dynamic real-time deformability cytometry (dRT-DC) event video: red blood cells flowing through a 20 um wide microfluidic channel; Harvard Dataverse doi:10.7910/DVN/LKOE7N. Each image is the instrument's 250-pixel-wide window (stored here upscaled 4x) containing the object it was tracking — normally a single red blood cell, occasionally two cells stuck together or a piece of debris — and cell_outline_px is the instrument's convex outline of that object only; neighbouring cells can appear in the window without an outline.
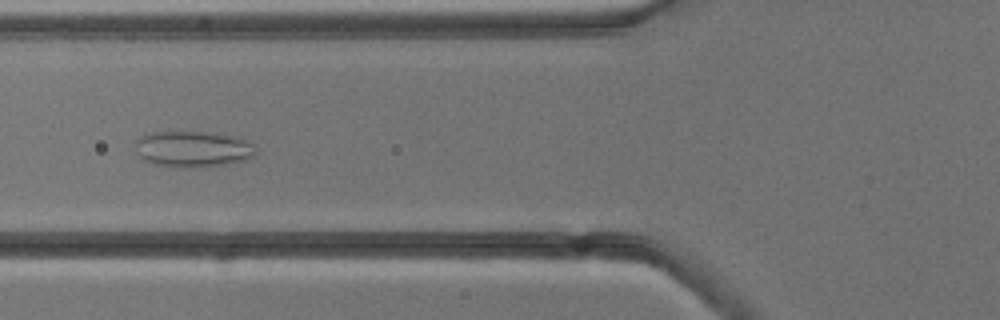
{"species": "common noctule bat (a hibernating species)", "species_latin": "Nyctalus noctula", "temperature_condition": "cold", "stored_images_in_passage": 54, "camera_frame_rate_fps": 3000, "um_per_image_px": 0.085, "animal": {"sex": "male", "body_mass_g": 13.3}, "frame": {"image": 1, "passage_image": 21, "time_ms": 6.667, "image_size_px": [1000, 320], "cell_outline_px": [[256, 152], [252, 156], [244, 160], [224, 164], [188, 168], [176, 168], [152, 164], [144, 160], [140, 156], [136, 144], [136, 140], [140, 136], [152, 132], [168, 128], [204, 132], [232, 136], [244, 140], [252, 144], [256, 148]], "centroid_in_image_um": [16.32, 12.63], "position_along_channel_um": 109.5, "area_um2": 25.84}}
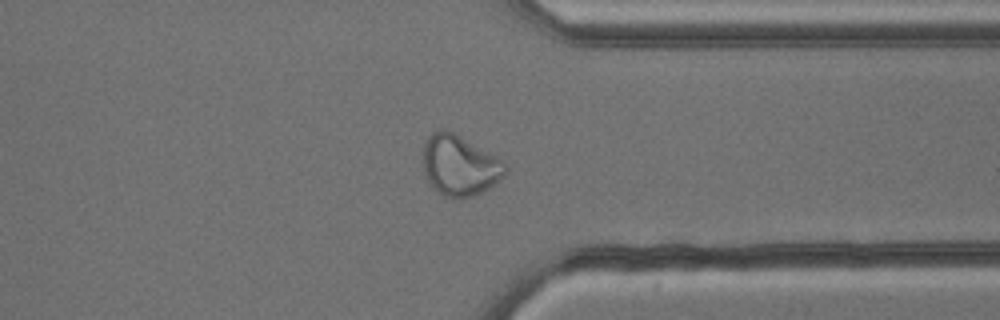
{"frame": {"image": 2, "passage_image": 42, "time_ms": 13.667, "image_size_px": [1000, 320], "cell_outline_px": [[508, 172], [504, 176], [488, 188], [472, 196], [444, 196], [428, 180], [424, 168], [424, 144], [428, 136], [432, 132], [444, 128], [452, 132], [500, 160], [508, 168]], "centroid_in_image_um": [39.06, 14.04], "position_along_channel_um": 372.3, "area_um2": 27.86}}
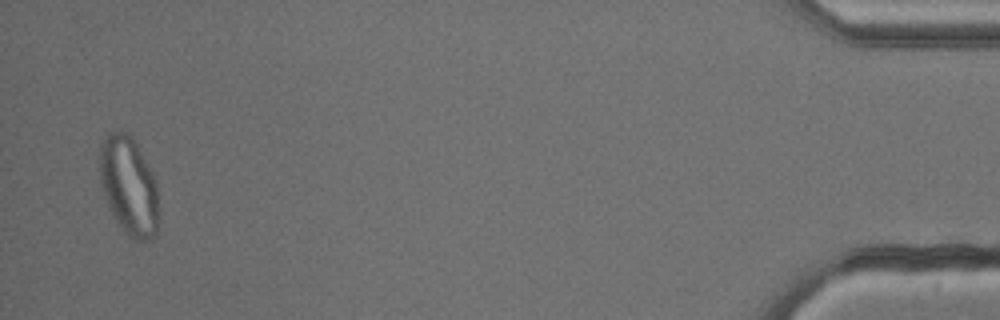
{"frame": {"image": 3, "passage_image": 53, "time_ms": 17.333, "image_size_px": [1000, 320], "cell_outline_px": [[156, 236], [152, 240], [136, 240], [128, 236], [116, 220], [100, 188], [96, 168], [100, 144], [108, 132], [120, 128], [132, 136], [148, 164], [156, 180]], "centroid_in_image_um": [10.87, 15.71], "position_along_channel_um": 424.3, "area_um2": 34.39}}